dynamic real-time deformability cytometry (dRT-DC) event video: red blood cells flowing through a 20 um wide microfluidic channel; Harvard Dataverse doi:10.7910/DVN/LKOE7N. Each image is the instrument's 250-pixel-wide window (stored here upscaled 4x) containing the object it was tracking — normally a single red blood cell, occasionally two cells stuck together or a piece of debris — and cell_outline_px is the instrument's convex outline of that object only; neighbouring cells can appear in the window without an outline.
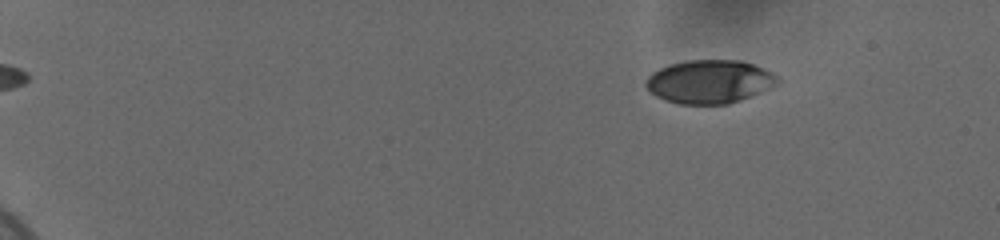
{"species": "human", "species_latin": "Homo sapiens", "temperature_condition": "cold", "stored_images_in_passage": 51, "camera_frame_rate_fps": 3000, "um_per_image_px": 0.085, "donor": {"sex": "female"}, "frame": {"image": 1, "passage_image": 1, "time_ms": 0.0, "image_size_px": [1000, 240], "cell_outline_px": [[780, 84], [740, 100], [728, 104], [680, 104], [664, 100], [656, 96], [644, 84], [644, 80], [652, 72], [668, 64], [688, 60], [740, 60], [764, 68], [772, 72], [780, 80]], "centroid_in_image_um": [60.31, 6.93], "position_along_channel_um": 24.7, "area_um2": 33.47}}
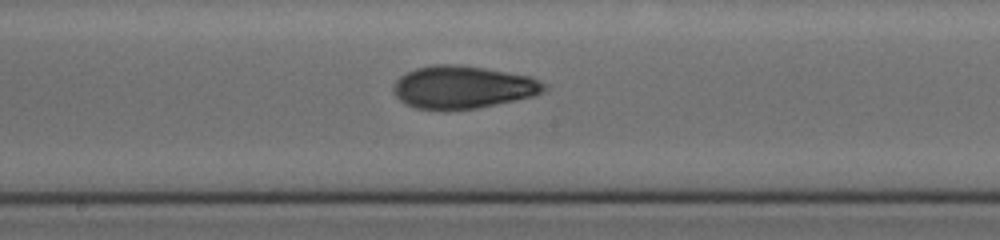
{"frame": {"image": 2, "passage_image": 27, "time_ms": 8.667, "image_size_px": [1000, 240], "cell_outline_px": [[548, 88], [544, 92], [536, 96], [476, 108], [416, 108], [400, 100], [392, 92], [392, 88], [396, 80], [400, 76], [416, 68], [436, 64], [456, 64], [484, 68], [532, 76], [548, 84]], "centroid_in_image_um": [39.41, 7.38], "position_along_channel_um": 208.8, "area_um2": 37.28}}
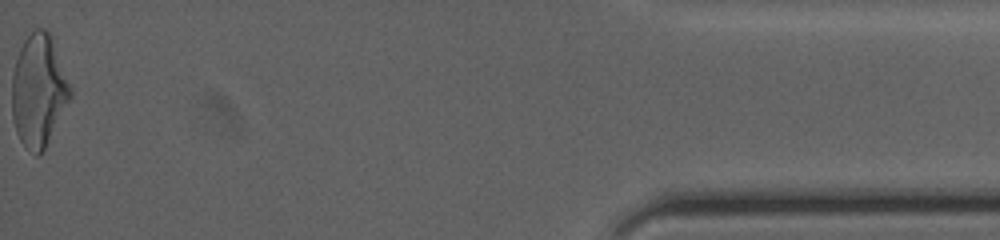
{"frame": {"image": 3, "passage_image": 51, "time_ms": 16.667, "image_size_px": [1000, 240], "cell_outline_px": [[72, 96], [44, 148], [36, 156], [20, 140], [16, 132], [12, 116], [12, 72], [20, 48], [24, 40], [36, 28], [48, 28], [52, 36], [72, 88]], "centroid_in_image_um": [3.29, 7.65], "position_along_channel_um": 431.9, "area_um2": 38.09}, "authors_computed_cell_mechanics": {"area_um2": 36.125, "velocity_mm_per_s": 3.675, "shape_relaxation_time_tau1_ms": 5.8214, "shape_relaxation_time_tau2_ms": 2.8747, "deformation_change_tau1": 0.1719, "deformation_change_tau2": 0.0914}}